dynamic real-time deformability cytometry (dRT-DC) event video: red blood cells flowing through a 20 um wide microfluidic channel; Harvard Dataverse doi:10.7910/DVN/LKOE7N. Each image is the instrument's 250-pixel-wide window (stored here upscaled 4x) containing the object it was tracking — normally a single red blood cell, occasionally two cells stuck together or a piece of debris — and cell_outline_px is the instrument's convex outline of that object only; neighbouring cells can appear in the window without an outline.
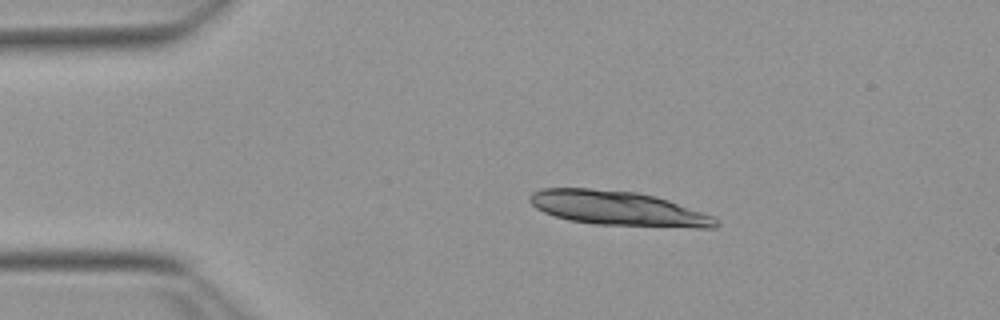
{"species": "Egyptian fruit bat (a non-hibernating species)", "species_latin": "Rousettus aegyptiacus", "temperature_condition": "warm", "stored_images_in_passage": 19, "camera_frame_rate_fps": 3000, "um_per_image_px": 0.085, "animal": {"sex": "female"}, "frame": {"image": 1, "passage_image": 9, "time_ms": 2.667, "image_size_px": [1000, 320], "cell_outline_px": [[720, 224], [716, 228], [696, 228], [596, 224], [568, 220], [544, 212], [536, 208], [528, 200], [528, 196], [532, 192], [540, 188], [588, 188], [636, 192], [656, 196], [668, 200], [712, 216]], "centroid_in_image_um": [52.51, 17.71], "position_along_channel_um": 32.5, "area_um2": 37.34}}